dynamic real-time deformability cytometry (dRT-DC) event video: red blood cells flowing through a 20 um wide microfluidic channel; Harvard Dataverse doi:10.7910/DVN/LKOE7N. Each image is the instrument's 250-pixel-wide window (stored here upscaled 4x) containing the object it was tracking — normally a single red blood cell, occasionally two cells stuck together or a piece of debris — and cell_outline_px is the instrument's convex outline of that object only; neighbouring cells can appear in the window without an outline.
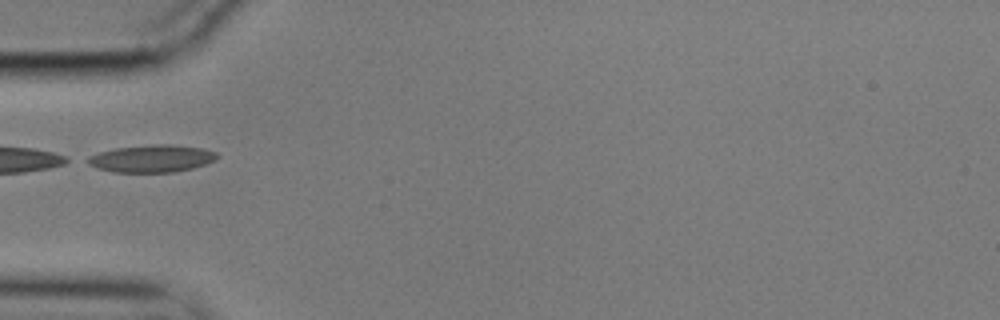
{"species": "common noctule bat (a hibernating species)", "species_latin": "Nyctalus noctula", "temperature_condition": "cold", "stored_images_in_passage": 23, "camera_frame_rate_fps": 3000, "um_per_image_px": 0.085, "animal": {"sex": "male", "body_mass_g": 17.9}, "frame": {"image": 1, "passage_image": 1, "time_ms": 0.0, "image_size_px": [1000, 320], "cell_outline_px": [[220, 156], [216, 160], [192, 168], [172, 172], [112, 172], [96, 168], [80, 160], [88, 156], [100, 152], [116, 148], [156, 144], [168, 144], [204, 148], [216, 152]], "centroid_in_image_um": [12.85, 13.48], "position_along_channel_um": 72.1, "area_um2": 20.81}}
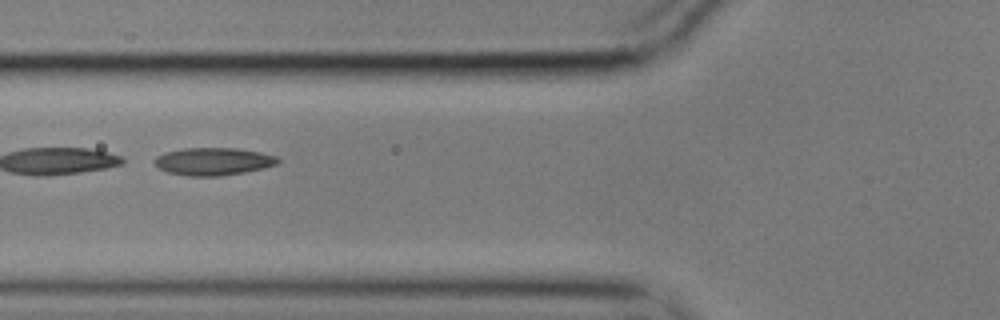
{"frame": {"image": 2, "passage_image": 4, "time_ms": 1.0, "image_size_px": [1000, 320], "cell_outline_px": [[280, 160], [276, 164], [264, 168], [244, 172], [220, 176], [188, 176], [168, 172], [160, 168], [156, 164], [156, 156], [164, 152], [184, 148], [236, 148], [260, 152], [276, 156]], "centroid_in_image_um": [18.14, 13.72], "position_along_channel_um": 107.7, "area_um2": 19.71}}